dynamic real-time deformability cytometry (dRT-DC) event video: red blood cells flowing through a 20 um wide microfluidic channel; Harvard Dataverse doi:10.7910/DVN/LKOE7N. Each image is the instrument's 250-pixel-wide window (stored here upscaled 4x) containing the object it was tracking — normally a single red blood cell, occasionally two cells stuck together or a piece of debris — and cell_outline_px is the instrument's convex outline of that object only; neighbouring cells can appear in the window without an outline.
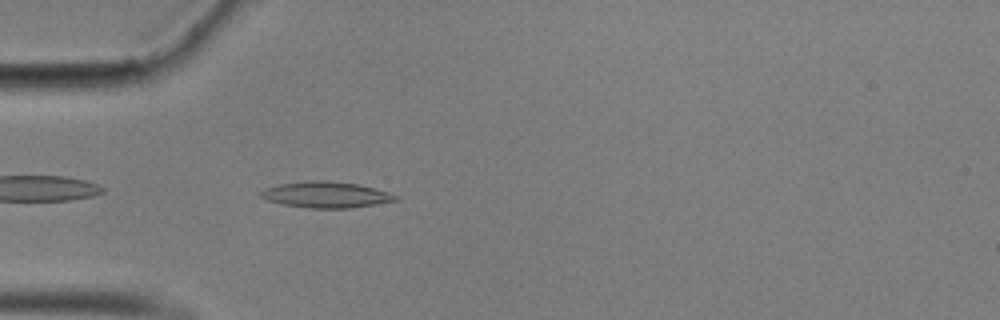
{"species": "common noctule bat (a hibernating species)", "species_latin": "Nyctalus noctula", "temperature_condition": "cold", "stored_images_in_passage": 38, "camera_frame_rate_fps": 3000, "um_per_image_px": 0.085, "animal": {"sex": "male", "body_mass_g": 17.9}, "frame": {"image": 1, "passage_image": 3, "time_ms": 0.667, "image_size_px": [1000, 320], "cell_outline_px": [[400, 200], [352, 208], [308, 208], [280, 204], [268, 200], [260, 196], [260, 192], [264, 188], [276, 184], [308, 180], [324, 180], [356, 184], [388, 192], [400, 196]], "centroid_in_image_um": [27.69, 16.55], "position_along_channel_um": 57.3, "area_um2": 20.63}}
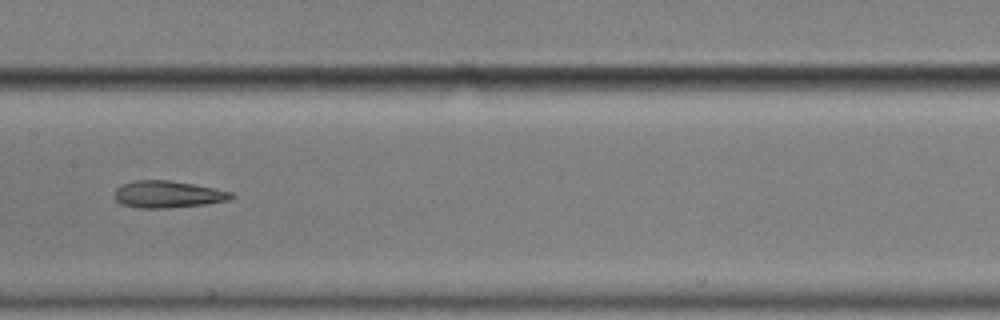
{"frame": {"image": 2, "passage_image": 15, "time_ms": 4.667, "image_size_px": [1000, 320], "cell_outline_px": [[236, 196], [228, 200], [204, 204], [168, 208], [140, 208], [120, 204], [112, 196], [116, 188], [124, 184], [136, 180], [168, 180], [192, 184], [232, 192]], "centroid_in_image_um": [14.22, 16.52], "position_along_channel_um": 193.2, "area_um2": 18.26}}
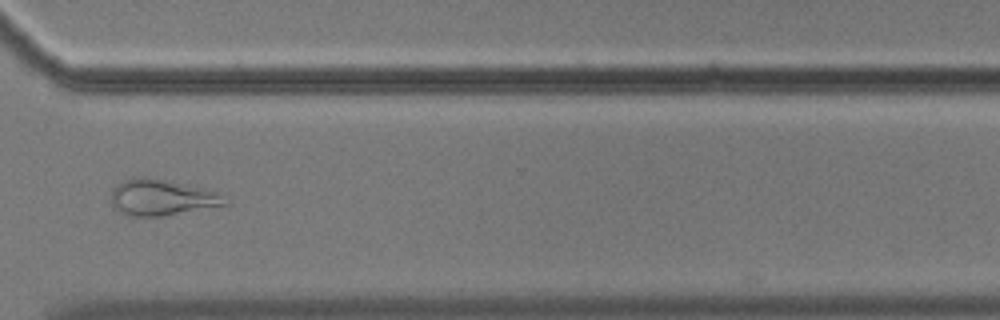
{"frame": {"image": 3, "passage_image": 29, "time_ms": 9.333, "image_size_px": [1000, 320], "cell_outline_px": [[232, 204], [160, 216], [132, 216], [120, 212], [112, 204], [112, 188], [116, 184], [124, 180], [136, 176], [148, 176], [204, 188], [228, 200]], "centroid_in_image_um": [13.72, 16.77], "position_along_channel_um": 356.9, "area_um2": 23.81}}